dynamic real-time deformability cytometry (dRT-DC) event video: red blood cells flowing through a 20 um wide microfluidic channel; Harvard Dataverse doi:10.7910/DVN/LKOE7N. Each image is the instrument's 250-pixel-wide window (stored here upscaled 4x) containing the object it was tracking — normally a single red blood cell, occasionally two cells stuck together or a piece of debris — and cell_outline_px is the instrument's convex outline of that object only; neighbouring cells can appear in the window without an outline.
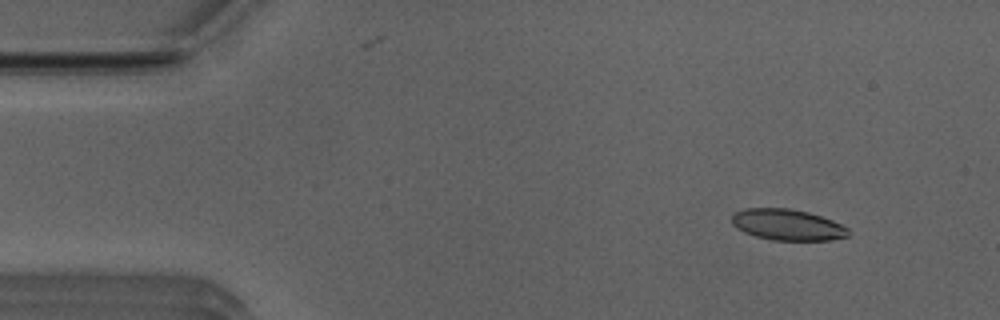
{"species": "Egyptian fruit bat (a non-hibernating species)", "species_latin": "Rousettus aegyptiacus", "temperature_condition": "room temperature", "stored_images_in_passage": 50, "camera_frame_rate_fps": 3000, "um_per_image_px": 0.085, "animal": {"sex": "male"}, "frame": {"image": 1, "passage_image": 4, "time_ms": 1.0, "image_size_px": [1000, 320], "cell_outline_px": [[848, 236], [832, 240], [772, 240], [756, 236], [744, 232], [736, 228], [732, 224], [732, 216], [736, 212], [744, 208], [788, 208], [808, 212], [832, 220], [848, 228]], "centroid_in_image_um": [66.91, 19.1], "position_along_channel_um": 18.1, "area_um2": 21.04}}
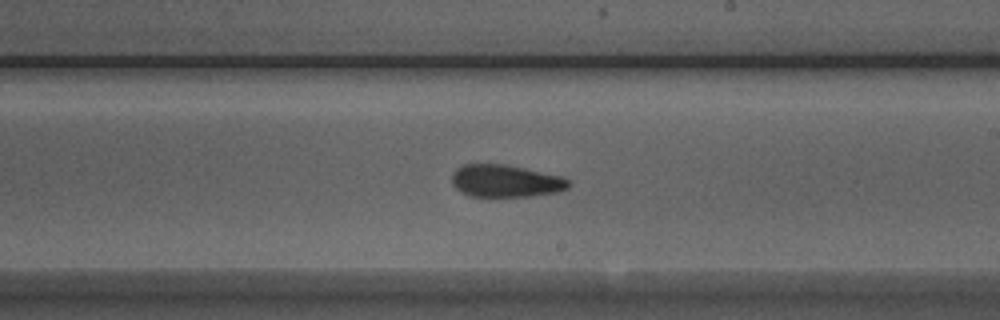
{"frame": {"image": 2, "passage_image": 28, "time_ms": 9.0, "image_size_px": [1000, 320], "cell_outline_px": [[572, 184], [568, 188], [556, 192], [528, 196], [468, 196], [460, 192], [452, 184], [452, 172], [456, 168], [464, 164], [504, 164], [564, 176]], "centroid_in_image_um": [42.97, 15.37], "position_along_channel_um": 246.0, "area_um2": 22.14}}
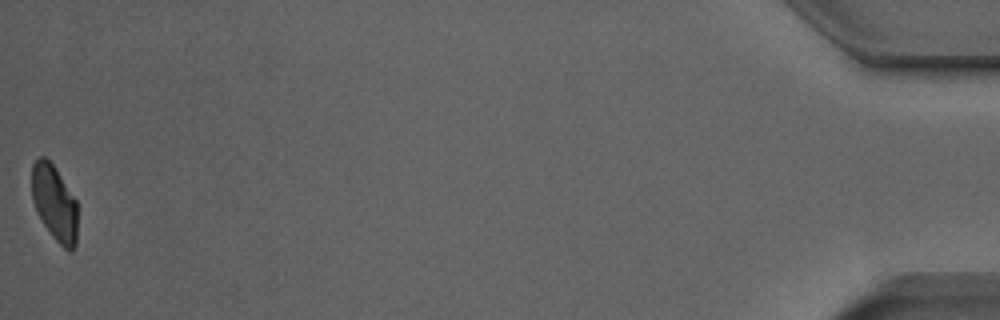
{"frame": {"image": 3, "passage_image": 50, "time_ms": 16.333, "image_size_px": [1000, 320], "cell_outline_px": [[76, 244], [72, 252], [68, 252], [52, 236], [44, 224], [32, 200], [32, 164], [40, 156], [44, 156], [52, 164], [76, 200]], "centroid_in_image_um": [4.63, 17.27], "position_along_channel_um": 430.6, "area_um2": 19.77}, "authors_computed_cell_mechanics": {"area_um2": 22.0796, "velocity_mm_per_s": 3.9581, "shape_relaxation_time_tau1_ms": 8.0321, "shape_relaxation_time_tau2_ms": 3.2715, "deformation_change_tau1": 0.1884, "deformation_change_tau2": 0.0957}}